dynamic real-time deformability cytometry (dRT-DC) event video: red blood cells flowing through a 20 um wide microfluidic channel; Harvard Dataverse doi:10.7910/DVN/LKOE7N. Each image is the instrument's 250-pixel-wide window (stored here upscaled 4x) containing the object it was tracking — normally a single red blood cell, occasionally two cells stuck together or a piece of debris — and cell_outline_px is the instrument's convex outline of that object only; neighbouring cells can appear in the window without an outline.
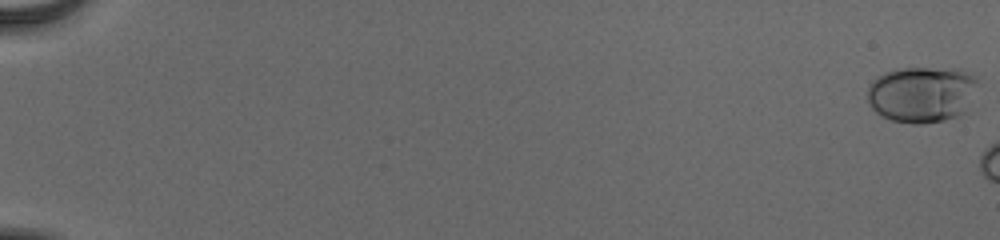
{"species": "human", "species_latin": "Homo sapiens", "temperature_condition": "cold", "stored_images_in_passage": 8, "camera_frame_rate_fps": 3000, "um_per_image_px": 0.085, "donor": {"sex": "male"}, "frame": {"image": 1, "passage_image": 1, "time_ms": 0.0, "image_size_px": [1000, 240], "cell_outline_px": [[980, 84], [968, 112], [960, 116], [944, 120], [920, 124], [912, 124], [892, 120], [880, 116], [868, 104], [868, 88], [872, 80], [876, 76], [884, 72], [900, 68], [960, 68], [972, 72], [976, 76]], "centroid_in_image_um": [78.44, 8.0], "position_along_channel_um": 6.6, "area_um2": 37.4}}